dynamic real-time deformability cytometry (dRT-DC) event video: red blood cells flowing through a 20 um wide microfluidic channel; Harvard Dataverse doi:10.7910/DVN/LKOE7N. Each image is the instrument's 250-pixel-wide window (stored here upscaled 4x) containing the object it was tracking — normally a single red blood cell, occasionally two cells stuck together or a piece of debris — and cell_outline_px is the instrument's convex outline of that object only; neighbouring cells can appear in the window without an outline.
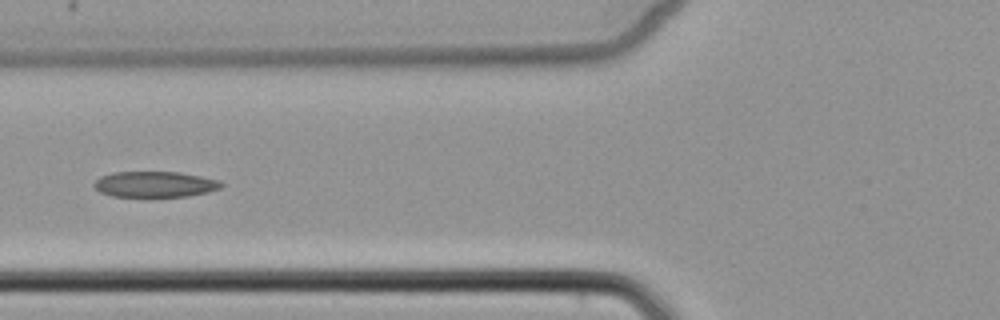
{"species": "common noctule bat (a hibernating species)", "species_latin": "Nyctalus noctula", "temperature_condition": "cold", "stored_images_in_passage": 5, "camera_frame_rate_fps": 3000, "um_per_image_px": 0.085, "animal": {"sex": "female", "body_mass_g": 22.7, "forearm_length_mm": 54.2}, "frame": {"image": 1, "passage_image": 5, "time_ms": 5.0, "image_size_px": [1000, 320], "cell_outline_px": [[224, 184], [220, 188], [208, 192], [188, 196], [112, 196], [100, 192], [92, 184], [100, 176], [112, 172], [180, 172], [220, 180]], "centroid_in_image_um": [13.17, 15.65], "position_along_channel_um": 112.6, "area_um2": 19.07}}